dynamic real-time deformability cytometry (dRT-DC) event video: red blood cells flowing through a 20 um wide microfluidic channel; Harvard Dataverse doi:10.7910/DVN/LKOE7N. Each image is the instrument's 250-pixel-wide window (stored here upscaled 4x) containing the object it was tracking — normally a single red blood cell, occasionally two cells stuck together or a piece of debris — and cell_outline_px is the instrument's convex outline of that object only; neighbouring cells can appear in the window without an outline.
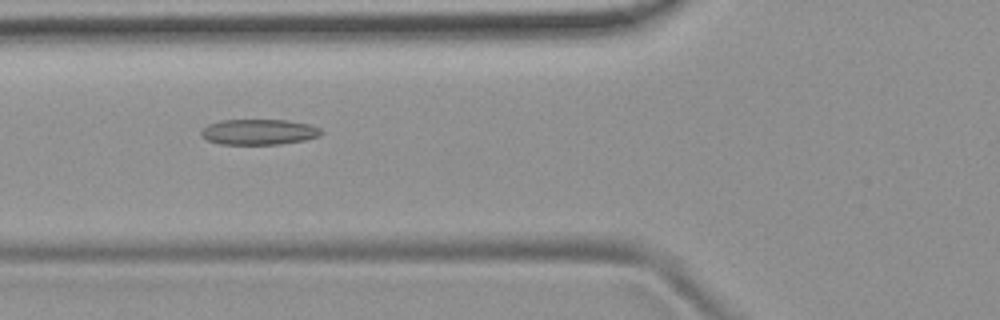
{"species": "common noctule bat (a hibernating species)", "species_latin": "Nyctalus noctula", "temperature_condition": "room temperature", "stored_images_in_passage": 45, "camera_frame_rate_fps": 3000, "um_per_image_px": 0.085, "animal": {"sex": "female", "body_mass_g": 19.9}, "frame": {"image": 1, "passage_image": 12, "time_ms": 3.667, "image_size_px": [1000, 320], "cell_outline_px": [[324, 132], [320, 136], [304, 140], [280, 144], [220, 144], [208, 140], [200, 136], [200, 132], [208, 124], [220, 120], [288, 120], [312, 124], [320, 128]], "centroid_in_image_um": [22.03, 11.21], "position_along_channel_um": 103.8, "area_um2": 18.03}}
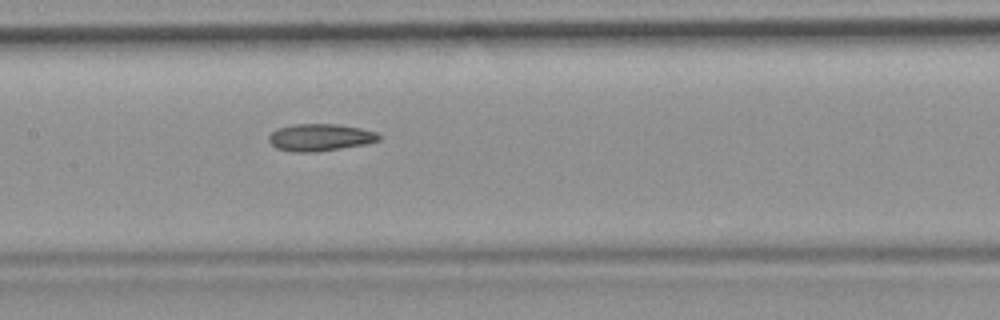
{"frame": {"image": 2, "passage_image": 18, "time_ms": 5.667, "image_size_px": [1000, 320], "cell_outline_px": [[380, 140], [364, 144], [316, 152], [292, 152], [276, 148], [268, 140], [268, 136], [276, 128], [296, 124], [336, 124], [360, 128], [376, 132], [380, 136]], "centroid_in_image_um": [27.17, 11.68], "position_along_channel_um": 180.2, "area_um2": 17.34}}
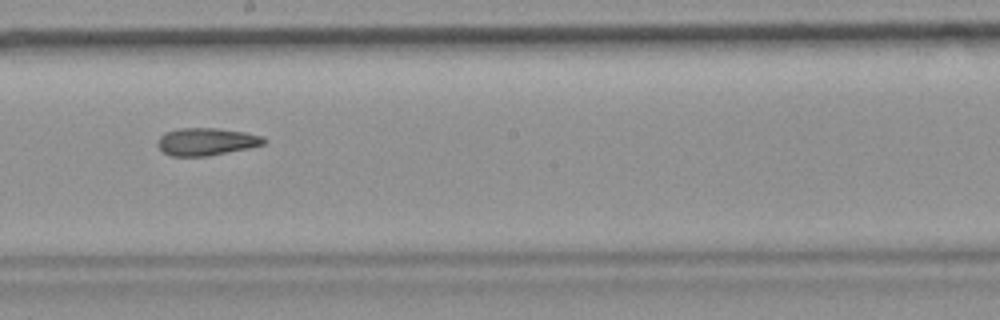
{"frame": {"image": 3, "passage_image": 22, "time_ms": 7.0, "image_size_px": [1000, 320], "cell_outline_px": [[268, 140], [264, 144], [248, 148], [208, 156], [172, 156], [164, 152], [156, 144], [156, 140], [164, 132], [180, 128], [216, 128], [244, 132], [264, 136]], "centroid_in_image_um": [17.53, 12.03], "position_along_channel_um": 230.7, "area_um2": 17.11}, "authors_computed_cell_mechanics": {"area_um2": 17.5712, "velocity_mm_per_s": 3.805, "shape_relaxation_time_tau1_ms": null, "shape_relaxation_time_tau2_ms": 8.8899, "deformation_change_tau1": null, "deformation_change_tau2": 0.184}}